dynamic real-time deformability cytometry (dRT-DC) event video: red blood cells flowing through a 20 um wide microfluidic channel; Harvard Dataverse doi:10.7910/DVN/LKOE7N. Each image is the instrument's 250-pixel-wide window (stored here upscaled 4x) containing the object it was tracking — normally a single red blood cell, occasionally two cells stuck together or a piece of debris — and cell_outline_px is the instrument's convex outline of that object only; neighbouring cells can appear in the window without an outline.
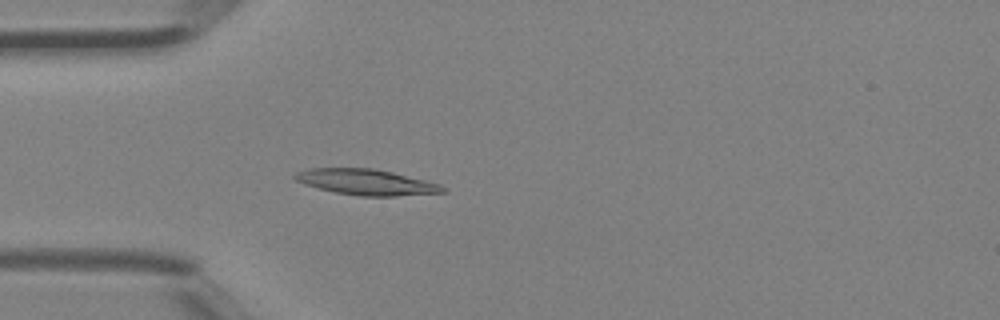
{"species": "Egyptian fruit bat (a non-hibernating species)", "species_latin": "Rousettus aegyptiacus", "temperature_condition": "room temperature", "stored_images_in_passage": 45, "camera_frame_rate_fps": 3000, "um_per_image_px": 0.085, "animal": {"sex": "female"}, "frame": {"image": 1, "passage_image": 13, "time_ms": 4.0, "image_size_px": [1000, 320], "cell_outline_px": [[448, 192], [396, 196], [360, 196], [336, 192], [304, 184], [296, 180], [292, 176], [296, 172], [312, 168], [372, 168], [392, 172], [440, 184], [448, 188]], "centroid_in_image_um": [31.17, 15.48], "position_along_channel_um": 53.8, "area_um2": 22.08}}
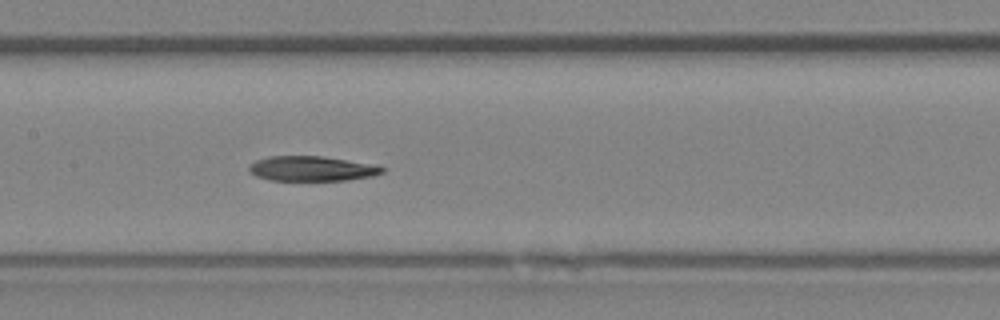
{"frame": {"image": 2, "passage_image": 22, "time_ms": 7.0, "image_size_px": [1000, 320], "cell_outline_px": [[384, 172], [372, 176], [344, 180], [272, 180], [256, 176], [248, 168], [248, 164], [256, 160], [268, 156], [320, 156], [344, 160], [384, 168]], "centroid_in_image_um": [26.4, 14.33], "position_along_channel_um": 181.0, "area_um2": 18.79}}
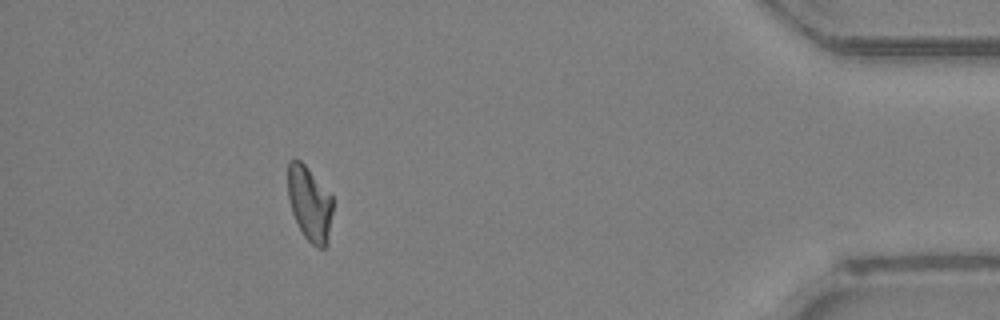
{"frame": {"image": 3, "passage_image": 41, "time_ms": 13.333, "image_size_px": [1000, 320], "cell_outline_px": [[332, 212], [328, 244], [324, 248], [316, 248], [304, 236], [292, 212], [288, 196], [288, 160], [300, 160], [308, 168], [332, 196]], "centroid_in_image_um": [26.32, 17.32], "position_along_channel_um": 408.9, "area_um2": 19.42}, "authors_computed_cell_mechanics": {"area_um2": 20.5768, "velocity_mm_per_s": 4.4791, "shape_relaxation_time_tau1_ms": null, "shape_relaxation_time_tau2_ms": 6.3384, "deformation_change_tau1": null, "deformation_change_tau2": 0.1439}}